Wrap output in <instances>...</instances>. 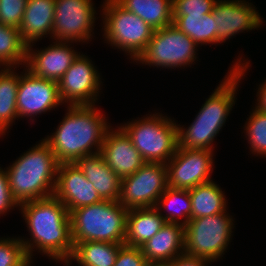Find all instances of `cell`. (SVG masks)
<instances>
[{
    "mask_svg": "<svg viewBox=\"0 0 266 266\" xmlns=\"http://www.w3.org/2000/svg\"><path fill=\"white\" fill-rule=\"evenodd\" d=\"M251 112L243 127L245 137L253 155L266 157V113L255 108Z\"/></svg>",
    "mask_w": 266,
    "mask_h": 266,
    "instance_id": "obj_30",
    "label": "cell"
},
{
    "mask_svg": "<svg viewBox=\"0 0 266 266\" xmlns=\"http://www.w3.org/2000/svg\"><path fill=\"white\" fill-rule=\"evenodd\" d=\"M128 209L118 201L102 200L69 213L72 241H100L124 244Z\"/></svg>",
    "mask_w": 266,
    "mask_h": 266,
    "instance_id": "obj_5",
    "label": "cell"
},
{
    "mask_svg": "<svg viewBox=\"0 0 266 266\" xmlns=\"http://www.w3.org/2000/svg\"><path fill=\"white\" fill-rule=\"evenodd\" d=\"M257 8L246 0H217L212 15L216 22V44L219 45L236 34L261 28V18Z\"/></svg>",
    "mask_w": 266,
    "mask_h": 266,
    "instance_id": "obj_15",
    "label": "cell"
},
{
    "mask_svg": "<svg viewBox=\"0 0 266 266\" xmlns=\"http://www.w3.org/2000/svg\"><path fill=\"white\" fill-rule=\"evenodd\" d=\"M191 198V219L226 212L225 193L215 181L199 184L189 190Z\"/></svg>",
    "mask_w": 266,
    "mask_h": 266,
    "instance_id": "obj_23",
    "label": "cell"
},
{
    "mask_svg": "<svg viewBox=\"0 0 266 266\" xmlns=\"http://www.w3.org/2000/svg\"><path fill=\"white\" fill-rule=\"evenodd\" d=\"M75 164L93 184L102 200H119L121 179L108 167L100 153L84 156Z\"/></svg>",
    "mask_w": 266,
    "mask_h": 266,
    "instance_id": "obj_21",
    "label": "cell"
},
{
    "mask_svg": "<svg viewBox=\"0 0 266 266\" xmlns=\"http://www.w3.org/2000/svg\"><path fill=\"white\" fill-rule=\"evenodd\" d=\"M116 127L106 133L99 153L108 167L122 179L134 174L146 162L126 132L120 126Z\"/></svg>",
    "mask_w": 266,
    "mask_h": 266,
    "instance_id": "obj_18",
    "label": "cell"
},
{
    "mask_svg": "<svg viewBox=\"0 0 266 266\" xmlns=\"http://www.w3.org/2000/svg\"><path fill=\"white\" fill-rule=\"evenodd\" d=\"M242 59L238 56L237 61H233L232 67L202 104L193 122L187 128L178 124V147L214 151L212 144L235 106L238 84L251 66L249 60Z\"/></svg>",
    "mask_w": 266,
    "mask_h": 266,
    "instance_id": "obj_2",
    "label": "cell"
},
{
    "mask_svg": "<svg viewBox=\"0 0 266 266\" xmlns=\"http://www.w3.org/2000/svg\"><path fill=\"white\" fill-rule=\"evenodd\" d=\"M96 106L67 105V113L56 131L44 137L60 164L75 163L84 156L100 152L112 126Z\"/></svg>",
    "mask_w": 266,
    "mask_h": 266,
    "instance_id": "obj_3",
    "label": "cell"
},
{
    "mask_svg": "<svg viewBox=\"0 0 266 266\" xmlns=\"http://www.w3.org/2000/svg\"><path fill=\"white\" fill-rule=\"evenodd\" d=\"M167 187L166 164L146 162L134 174L121 179L118 203L128 210L155 207Z\"/></svg>",
    "mask_w": 266,
    "mask_h": 266,
    "instance_id": "obj_10",
    "label": "cell"
},
{
    "mask_svg": "<svg viewBox=\"0 0 266 266\" xmlns=\"http://www.w3.org/2000/svg\"><path fill=\"white\" fill-rule=\"evenodd\" d=\"M185 226L165 223L142 247L148 263H168L184 253Z\"/></svg>",
    "mask_w": 266,
    "mask_h": 266,
    "instance_id": "obj_19",
    "label": "cell"
},
{
    "mask_svg": "<svg viewBox=\"0 0 266 266\" xmlns=\"http://www.w3.org/2000/svg\"><path fill=\"white\" fill-rule=\"evenodd\" d=\"M101 7L105 43L121 49L133 62L136 61L146 49L154 29L115 0H104Z\"/></svg>",
    "mask_w": 266,
    "mask_h": 266,
    "instance_id": "obj_7",
    "label": "cell"
},
{
    "mask_svg": "<svg viewBox=\"0 0 266 266\" xmlns=\"http://www.w3.org/2000/svg\"><path fill=\"white\" fill-rule=\"evenodd\" d=\"M216 22L212 12L205 15H173L174 26L199 44H216Z\"/></svg>",
    "mask_w": 266,
    "mask_h": 266,
    "instance_id": "obj_28",
    "label": "cell"
},
{
    "mask_svg": "<svg viewBox=\"0 0 266 266\" xmlns=\"http://www.w3.org/2000/svg\"><path fill=\"white\" fill-rule=\"evenodd\" d=\"M27 0H0V23L19 28Z\"/></svg>",
    "mask_w": 266,
    "mask_h": 266,
    "instance_id": "obj_32",
    "label": "cell"
},
{
    "mask_svg": "<svg viewBox=\"0 0 266 266\" xmlns=\"http://www.w3.org/2000/svg\"><path fill=\"white\" fill-rule=\"evenodd\" d=\"M165 223L155 207L130 209L127 213L124 244L142 247Z\"/></svg>",
    "mask_w": 266,
    "mask_h": 266,
    "instance_id": "obj_22",
    "label": "cell"
},
{
    "mask_svg": "<svg viewBox=\"0 0 266 266\" xmlns=\"http://www.w3.org/2000/svg\"><path fill=\"white\" fill-rule=\"evenodd\" d=\"M214 151L178 147L166 163L168 186L190 190L199 184L212 181Z\"/></svg>",
    "mask_w": 266,
    "mask_h": 266,
    "instance_id": "obj_13",
    "label": "cell"
},
{
    "mask_svg": "<svg viewBox=\"0 0 266 266\" xmlns=\"http://www.w3.org/2000/svg\"><path fill=\"white\" fill-rule=\"evenodd\" d=\"M257 91V102L256 106L253 107L263 113H266V80L263 83L259 84Z\"/></svg>",
    "mask_w": 266,
    "mask_h": 266,
    "instance_id": "obj_37",
    "label": "cell"
},
{
    "mask_svg": "<svg viewBox=\"0 0 266 266\" xmlns=\"http://www.w3.org/2000/svg\"><path fill=\"white\" fill-rule=\"evenodd\" d=\"M54 16L55 0H27L19 27L23 41L29 45L45 36L52 38Z\"/></svg>",
    "mask_w": 266,
    "mask_h": 266,
    "instance_id": "obj_20",
    "label": "cell"
},
{
    "mask_svg": "<svg viewBox=\"0 0 266 266\" xmlns=\"http://www.w3.org/2000/svg\"><path fill=\"white\" fill-rule=\"evenodd\" d=\"M122 245L100 241L76 243L71 257L63 266H70L73 260L78 263V266H114Z\"/></svg>",
    "mask_w": 266,
    "mask_h": 266,
    "instance_id": "obj_24",
    "label": "cell"
},
{
    "mask_svg": "<svg viewBox=\"0 0 266 266\" xmlns=\"http://www.w3.org/2000/svg\"><path fill=\"white\" fill-rule=\"evenodd\" d=\"M148 262L141 247H132L123 244L119 248L114 266H147Z\"/></svg>",
    "mask_w": 266,
    "mask_h": 266,
    "instance_id": "obj_34",
    "label": "cell"
},
{
    "mask_svg": "<svg viewBox=\"0 0 266 266\" xmlns=\"http://www.w3.org/2000/svg\"><path fill=\"white\" fill-rule=\"evenodd\" d=\"M197 47L200 46L171 24L154 30L146 49L135 62L161 69L187 68L198 58Z\"/></svg>",
    "mask_w": 266,
    "mask_h": 266,
    "instance_id": "obj_9",
    "label": "cell"
},
{
    "mask_svg": "<svg viewBox=\"0 0 266 266\" xmlns=\"http://www.w3.org/2000/svg\"><path fill=\"white\" fill-rule=\"evenodd\" d=\"M155 208L159 211L165 222L185 226L191 219L192 207L189 190L176 189L168 186L165 192L159 197ZM163 209L164 213L167 211L165 214L162 213Z\"/></svg>",
    "mask_w": 266,
    "mask_h": 266,
    "instance_id": "obj_27",
    "label": "cell"
},
{
    "mask_svg": "<svg viewBox=\"0 0 266 266\" xmlns=\"http://www.w3.org/2000/svg\"><path fill=\"white\" fill-rule=\"evenodd\" d=\"M72 43L53 40V45L40 50H34V44L27 45L25 68L38 78L58 82L80 54L74 50Z\"/></svg>",
    "mask_w": 266,
    "mask_h": 266,
    "instance_id": "obj_16",
    "label": "cell"
},
{
    "mask_svg": "<svg viewBox=\"0 0 266 266\" xmlns=\"http://www.w3.org/2000/svg\"><path fill=\"white\" fill-rule=\"evenodd\" d=\"M147 115L122 123L120 127L145 162L166 164L178 148V124L175 119L161 113Z\"/></svg>",
    "mask_w": 266,
    "mask_h": 266,
    "instance_id": "obj_6",
    "label": "cell"
},
{
    "mask_svg": "<svg viewBox=\"0 0 266 266\" xmlns=\"http://www.w3.org/2000/svg\"><path fill=\"white\" fill-rule=\"evenodd\" d=\"M234 219L227 211L190 219L185 225L184 251L216 262L227 252L232 240ZM225 252V253H224Z\"/></svg>",
    "mask_w": 266,
    "mask_h": 266,
    "instance_id": "obj_8",
    "label": "cell"
},
{
    "mask_svg": "<svg viewBox=\"0 0 266 266\" xmlns=\"http://www.w3.org/2000/svg\"><path fill=\"white\" fill-rule=\"evenodd\" d=\"M147 266H169L168 263H148Z\"/></svg>",
    "mask_w": 266,
    "mask_h": 266,
    "instance_id": "obj_38",
    "label": "cell"
},
{
    "mask_svg": "<svg viewBox=\"0 0 266 266\" xmlns=\"http://www.w3.org/2000/svg\"><path fill=\"white\" fill-rule=\"evenodd\" d=\"M96 68L88 56L79 54L58 81L61 101L67 105H94L103 83Z\"/></svg>",
    "mask_w": 266,
    "mask_h": 266,
    "instance_id": "obj_12",
    "label": "cell"
},
{
    "mask_svg": "<svg viewBox=\"0 0 266 266\" xmlns=\"http://www.w3.org/2000/svg\"><path fill=\"white\" fill-rule=\"evenodd\" d=\"M53 195L67 207L69 213L102 201L93 184L75 163L59 164Z\"/></svg>",
    "mask_w": 266,
    "mask_h": 266,
    "instance_id": "obj_17",
    "label": "cell"
},
{
    "mask_svg": "<svg viewBox=\"0 0 266 266\" xmlns=\"http://www.w3.org/2000/svg\"><path fill=\"white\" fill-rule=\"evenodd\" d=\"M16 207L18 208L19 204L11 195L5 168L0 167V216Z\"/></svg>",
    "mask_w": 266,
    "mask_h": 266,
    "instance_id": "obj_35",
    "label": "cell"
},
{
    "mask_svg": "<svg viewBox=\"0 0 266 266\" xmlns=\"http://www.w3.org/2000/svg\"><path fill=\"white\" fill-rule=\"evenodd\" d=\"M92 0H55L52 39L88 43L93 38L96 9Z\"/></svg>",
    "mask_w": 266,
    "mask_h": 266,
    "instance_id": "obj_11",
    "label": "cell"
},
{
    "mask_svg": "<svg viewBox=\"0 0 266 266\" xmlns=\"http://www.w3.org/2000/svg\"><path fill=\"white\" fill-rule=\"evenodd\" d=\"M31 238H20L32 262L33 252L66 264L72 255L71 222L67 207L54 195L19 205ZM34 249V250H33Z\"/></svg>",
    "mask_w": 266,
    "mask_h": 266,
    "instance_id": "obj_1",
    "label": "cell"
},
{
    "mask_svg": "<svg viewBox=\"0 0 266 266\" xmlns=\"http://www.w3.org/2000/svg\"><path fill=\"white\" fill-rule=\"evenodd\" d=\"M23 72L20 74L16 98L18 119L30 117L33 122V117L64 104L59 95L58 82L38 78L25 66Z\"/></svg>",
    "mask_w": 266,
    "mask_h": 266,
    "instance_id": "obj_14",
    "label": "cell"
},
{
    "mask_svg": "<svg viewBox=\"0 0 266 266\" xmlns=\"http://www.w3.org/2000/svg\"><path fill=\"white\" fill-rule=\"evenodd\" d=\"M26 59L27 44L23 41L19 28L0 23V68L24 67Z\"/></svg>",
    "mask_w": 266,
    "mask_h": 266,
    "instance_id": "obj_29",
    "label": "cell"
},
{
    "mask_svg": "<svg viewBox=\"0 0 266 266\" xmlns=\"http://www.w3.org/2000/svg\"><path fill=\"white\" fill-rule=\"evenodd\" d=\"M125 10L136 14L154 30L173 23L172 0H115Z\"/></svg>",
    "mask_w": 266,
    "mask_h": 266,
    "instance_id": "obj_25",
    "label": "cell"
},
{
    "mask_svg": "<svg viewBox=\"0 0 266 266\" xmlns=\"http://www.w3.org/2000/svg\"><path fill=\"white\" fill-rule=\"evenodd\" d=\"M16 67H2L0 69V136L6 135L17 114V90L20 75L15 72Z\"/></svg>",
    "mask_w": 266,
    "mask_h": 266,
    "instance_id": "obj_26",
    "label": "cell"
},
{
    "mask_svg": "<svg viewBox=\"0 0 266 266\" xmlns=\"http://www.w3.org/2000/svg\"><path fill=\"white\" fill-rule=\"evenodd\" d=\"M217 0H172L173 15H205L211 13Z\"/></svg>",
    "mask_w": 266,
    "mask_h": 266,
    "instance_id": "obj_33",
    "label": "cell"
},
{
    "mask_svg": "<svg viewBox=\"0 0 266 266\" xmlns=\"http://www.w3.org/2000/svg\"><path fill=\"white\" fill-rule=\"evenodd\" d=\"M30 262L19 237L0 238V266H27Z\"/></svg>",
    "mask_w": 266,
    "mask_h": 266,
    "instance_id": "obj_31",
    "label": "cell"
},
{
    "mask_svg": "<svg viewBox=\"0 0 266 266\" xmlns=\"http://www.w3.org/2000/svg\"><path fill=\"white\" fill-rule=\"evenodd\" d=\"M40 141L5 169L11 195L19 205L54 194L60 163L48 143Z\"/></svg>",
    "mask_w": 266,
    "mask_h": 266,
    "instance_id": "obj_4",
    "label": "cell"
},
{
    "mask_svg": "<svg viewBox=\"0 0 266 266\" xmlns=\"http://www.w3.org/2000/svg\"><path fill=\"white\" fill-rule=\"evenodd\" d=\"M210 262L204 258L193 256L187 253L175 257L172 261H169V266H208Z\"/></svg>",
    "mask_w": 266,
    "mask_h": 266,
    "instance_id": "obj_36",
    "label": "cell"
}]
</instances>
